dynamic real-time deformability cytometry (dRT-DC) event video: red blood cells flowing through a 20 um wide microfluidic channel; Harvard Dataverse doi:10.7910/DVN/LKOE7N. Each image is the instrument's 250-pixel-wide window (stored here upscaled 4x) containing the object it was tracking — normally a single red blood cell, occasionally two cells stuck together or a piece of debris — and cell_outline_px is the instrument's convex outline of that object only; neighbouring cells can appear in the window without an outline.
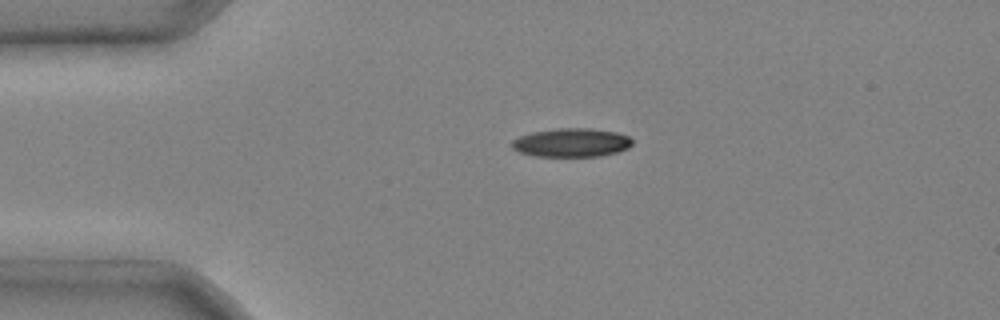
{"species": "common noctule bat (a hibernating species)", "species_latin": "Nyctalus noctula", "temperature_condition": "cold", "stored_images_in_passage": 2, "camera_frame_rate_fps": 3000, "um_per_image_px": 0.085, "animal": {"sex": "male", "body_mass_g": 20.4}, "frame": {"image": 1, "passage_image": 1, "time_ms": 0.0, "image_size_px": [1000, 320], "cell_outline_px": [[632, 144], [628, 148], [616, 152], [600, 156], [532, 156], [520, 152], [512, 148], [512, 140], [520, 136], [532, 132], [556, 128], [588, 128], [616, 132], [628, 136], [632, 140]], "centroid_in_image_um": [48.56, 12.12], "position_along_channel_um": 36.4, "area_um2": 20.06}}